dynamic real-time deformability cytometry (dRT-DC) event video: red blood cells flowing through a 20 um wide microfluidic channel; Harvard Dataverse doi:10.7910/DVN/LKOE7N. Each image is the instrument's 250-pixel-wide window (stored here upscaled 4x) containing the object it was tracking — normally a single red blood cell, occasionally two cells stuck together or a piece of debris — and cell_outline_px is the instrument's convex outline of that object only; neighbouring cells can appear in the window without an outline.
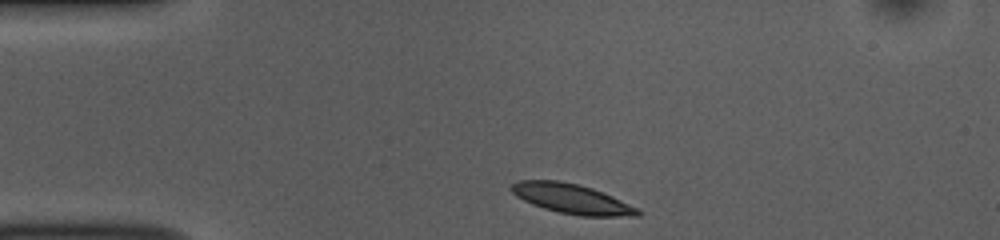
{"species": "common noctule bat (a hibernating species)", "species_latin": "Nyctalus noctula", "temperature_condition": "room temperature", "stored_images_in_passage": 36, "camera_frame_rate_fps": 3000, "um_per_image_px": 0.085, "animal": {"sex": "female", "body_mass_g": 10.0, "forearm_length_mm": 53.1}, "frame": {"image": 1, "passage_image": 1, "time_ms": 0.0, "image_size_px": [1000, 240], "cell_outline_px": [[644, 212], [640, 216], [580, 216], [560, 212], [544, 208], [532, 204], [516, 196], [508, 188], [512, 184], [520, 180], [560, 180], [592, 188], [612, 196], [640, 208]], "centroid_in_image_um": [48.64, 16.9], "position_along_channel_um": 36.4, "area_um2": 21.96}}
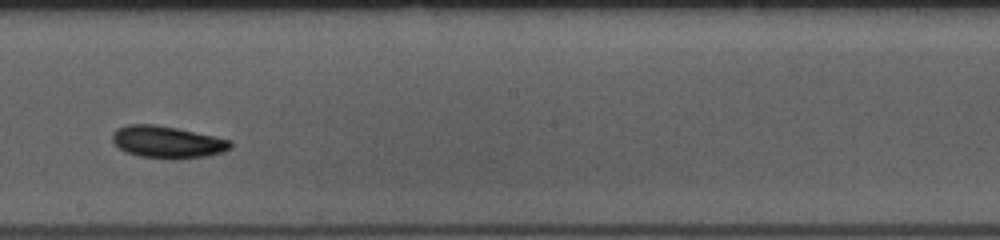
{"frame": {"image": 2, "passage_image": 20, "time_ms": 6.333, "image_size_px": [1000, 240], "cell_outline_px": [[232, 148], [224, 152], [208, 156], [172, 160], [168, 160], [140, 156], [124, 152], [112, 140], [112, 132], [116, 128], [128, 124], [156, 124], [176, 128], [232, 140]], "centroid_in_image_um": [14.22, 12.09], "position_along_channel_um": 234.0, "area_um2": 22.43}}
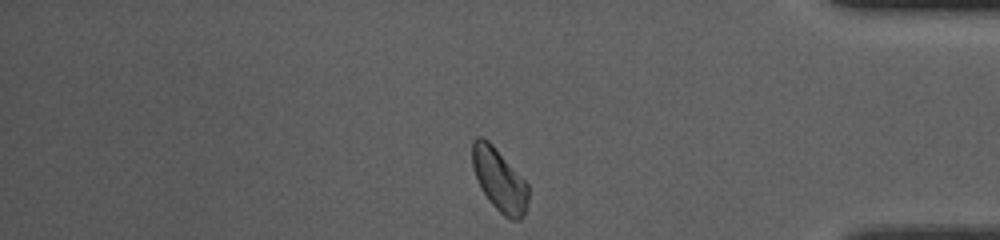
{"frame": {"image": 3, "passage_image": 35, "time_ms": 11.333, "image_size_px": [1000, 240], "cell_outline_px": [[528, 204], [524, 216], [520, 220], [512, 220], [504, 216], [488, 200], [480, 188], [472, 164], [472, 140], [476, 136], [480, 136], [488, 140], [492, 144], [528, 184]], "centroid_in_image_um": [42.44, 15.3], "position_along_channel_um": 392.8, "area_um2": 20.46}, "authors_computed_cell_mechanics": {"area_um2": 20.8369, "velocity_mm_per_s": 3.6863, "shape_relaxation_time_tau1_ms": 2.3102, "shape_relaxation_time_tau2_ms": 6.5195, "deformation_change_tau1": 0.1015, "deformation_change_tau2": 0.1378}}